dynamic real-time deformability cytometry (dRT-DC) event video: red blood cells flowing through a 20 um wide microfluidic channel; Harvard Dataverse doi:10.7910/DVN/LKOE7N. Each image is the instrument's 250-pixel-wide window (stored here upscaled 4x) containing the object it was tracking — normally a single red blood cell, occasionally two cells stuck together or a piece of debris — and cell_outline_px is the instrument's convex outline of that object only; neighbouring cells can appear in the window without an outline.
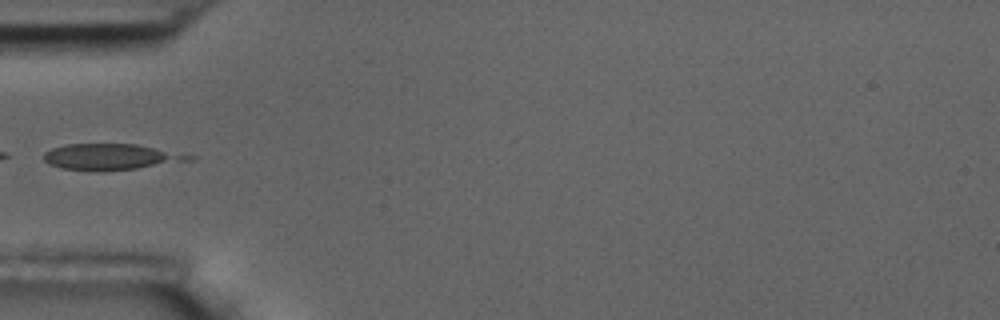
{"species": "common noctule bat (a hibernating species)", "species_latin": "Nyctalus noctula", "temperature_condition": "room temperature", "stored_images_in_passage": 10, "camera_frame_rate_fps": 3000, "um_per_image_px": 0.085, "animal": {"sex": "male", "body_mass_g": 17.5, "forearm_length_mm": 52.3}, "frame": {"image": 1, "passage_image": 5, "time_ms": 4.667, "image_size_px": [1000, 320], "cell_outline_px": [[196, 156], [192, 160], [136, 168], [104, 172], [100, 172], [60, 168], [48, 164], [44, 160], [44, 152], [52, 148], [68, 144], [136, 144]], "centroid_in_image_um": [9.38, 13.34], "position_along_channel_um": 75.6, "area_um2": 22.08}}